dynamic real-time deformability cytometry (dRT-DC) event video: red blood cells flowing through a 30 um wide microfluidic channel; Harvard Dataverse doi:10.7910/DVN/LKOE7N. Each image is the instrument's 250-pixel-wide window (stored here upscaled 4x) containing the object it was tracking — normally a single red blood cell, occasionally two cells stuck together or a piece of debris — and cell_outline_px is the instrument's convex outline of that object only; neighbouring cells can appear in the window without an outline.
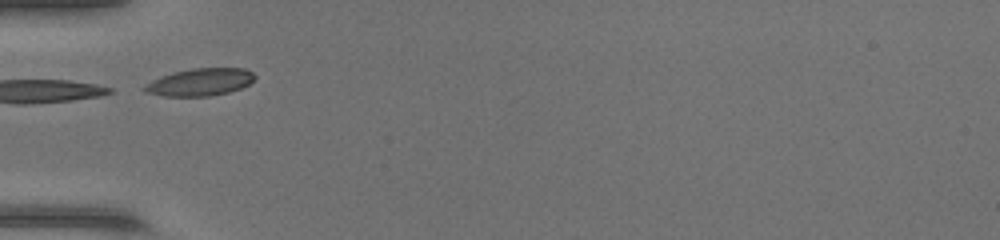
{"species": "common noctule bat (a hibernating species)", "species_latin": "Nyctalus noctula", "temperature_condition": "warm", "stored_images_in_passage": 3, "camera_frame_rate_fps": 3000, "um_per_image_px": 0.085, "animal": {"sex": "female", "body_mass_g": 17.0, "forearm_length_mm": 48.0}, "frame": {"image": 1, "passage_image": 1, "time_ms": 0.0, "image_size_px": [1000, 240], "cell_outline_px": [[256, 76], [248, 84], [240, 88], [228, 92], [212, 96], [164, 96], [148, 92], [140, 88], [152, 80], [172, 72], [192, 68], [244, 68], [252, 72]], "centroid_in_image_um": [16.99, 6.97], "position_along_channel_um": 68.0, "area_um2": 17.51}}